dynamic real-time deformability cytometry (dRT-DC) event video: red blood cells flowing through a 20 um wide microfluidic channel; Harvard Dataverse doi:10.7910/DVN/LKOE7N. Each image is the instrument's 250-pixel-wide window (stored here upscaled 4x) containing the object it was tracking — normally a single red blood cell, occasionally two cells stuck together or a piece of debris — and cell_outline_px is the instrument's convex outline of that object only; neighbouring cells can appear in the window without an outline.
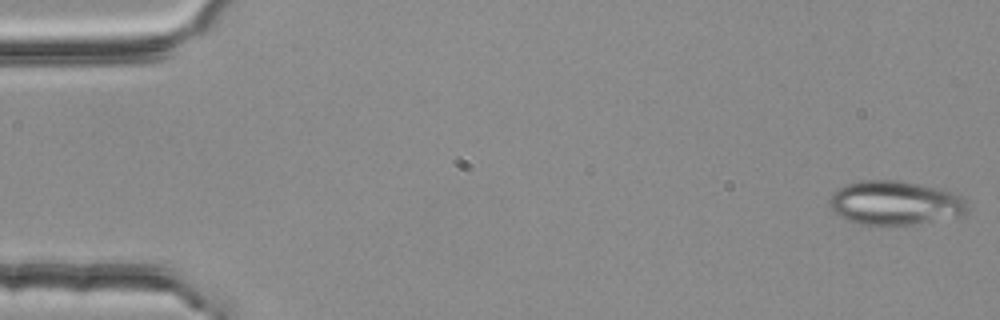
{"species": "common noctule bat (a hibernating species)", "species_latin": "Nyctalus noctula", "temperature_condition": "room temperature", "stored_images_in_passage": 54, "camera_frame_rate_fps": 3000, "um_per_image_px": 0.085, "animal": {"sex": "female", "body_mass_g": 25.1}, "frame": {"image": 1, "passage_image": 1, "time_ms": 0.0, "image_size_px": [1000, 320], "cell_outline_px": [[972, 208], [964, 216], [912, 224], [860, 224], [848, 220], [840, 216], [828, 204], [828, 200], [832, 192], [844, 184], [860, 180], [900, 180], [944, 188], [960, 196]], "centroid_in_image_um": [76.13, 17.22], "position_along_channel_um": 8.9, "area_um2": 35.89}}
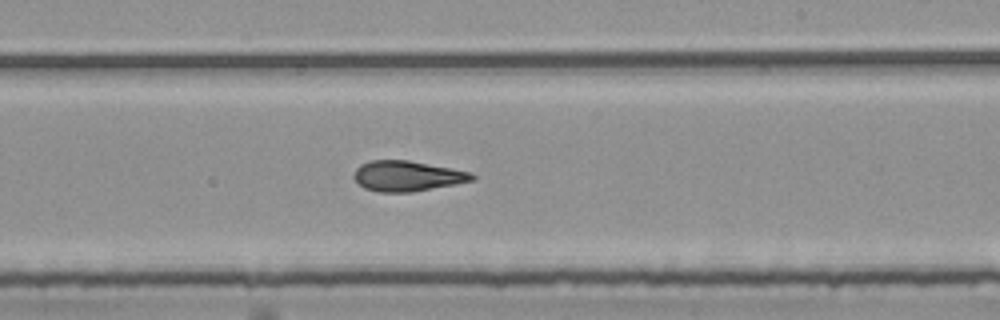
{"frame": {"image": 2, "passage_image": 32, "time_ms": 10.333, "image_size_px": [1000, 320], "cell_outline_px": [[476, 180], [412, 192], [376, 192], [364, 188], [352, 176], [356, 168], [360, 164], [372, 160], [408, 160], [452, 168], [472, 172], [476, 176]], "centroid_in_image_um": [34.62, 14.96], "position_along_channel_um": 254.4, "area_um2": 21.04}}
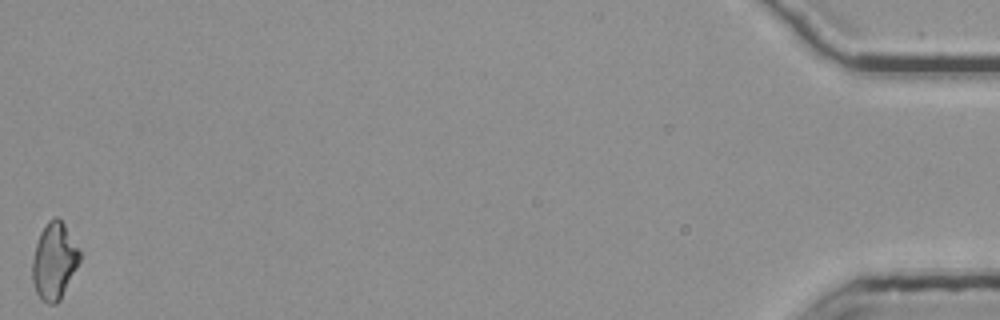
{"frame": {"image": 3, "passage_image": 54, "time_ms": 17.667, "image_size_px": [1000, 320], "cell_outline_px": [[80, 260], [60, 300], [56, 304], [48, 304], [36, 292], [32, 280], [32, 260], [36, 244], [40, 232], [48, 220], [52, 216], [56, 216], [64, 224], [80, 252]], "centroid_in_image_um": [4.59, 22.18], "position_along_channel_um": 430.6, "area_um2": 20.87}, "authors_computed_cell_mechanics": {"area_um2": 21.2126, "velocity_mm_per_s": 3.7661, "shape_relaxation_time_tau1_ms": null, "shape_relaxation_time_tau2_ms": 2.8003, "deformation_change_tau1": null, "deformation_change_tau2": 0.119}}